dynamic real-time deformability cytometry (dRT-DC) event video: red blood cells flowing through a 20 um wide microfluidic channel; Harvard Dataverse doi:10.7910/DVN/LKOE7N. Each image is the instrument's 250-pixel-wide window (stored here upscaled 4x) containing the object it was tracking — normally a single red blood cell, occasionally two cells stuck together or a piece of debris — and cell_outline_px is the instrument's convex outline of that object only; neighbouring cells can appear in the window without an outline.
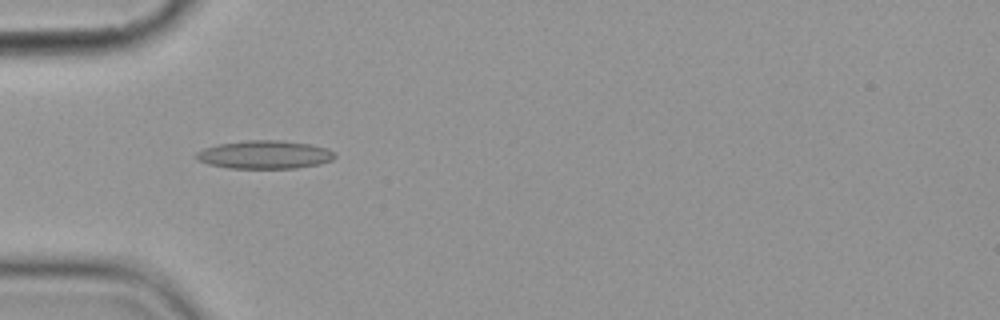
{"species": "common noctule bat (a hibernating species)", "species_latin": "Nyctalus noctula", "temperature_condition": "cold", "stored_images_in_passage": 5, "camera_frame_rate_fps": 3000, "um_per_image_px": 0.085, "animal": {"sex": "female", "body_mass_g": 19.9}, "frame": {"image": 1, "passage_image": 4, "time_ms": 3.667, "image_size_px": [1000, 320], "cell_outline_px": [[336, 156], [332, 160], [320, 164], [296, 168], [228, 168], [208, 164], [196, 160], [192, 156], [196, 152], [204, 148], [220, 144], [244, 140], [280, 140], [312, 144], [328, 148]], "centroid_in_image_um": [22.47, 13.14], "position_along_channel_um": 62.5, "area_um2": 23.0}}
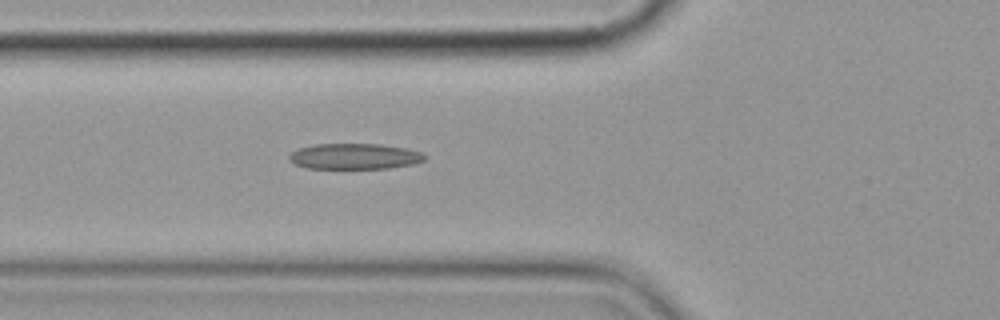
{"frame": {"image": 2, "passage_image": 5, "time_ms": 4.667, "image_size_px": [1000, 320], "cell_outline_px": [[424, 160], [412, 164], [388, 168], [308, 168], [296, 164], [288, 160], [288, 156], [296, 148], [316, 144], [380, 144], [404, 148], [424, 152]], "centroid_in_image_um": [30.1, 13.28], "position_along_channel_um": 95.7, "area_um2": 20.23}}